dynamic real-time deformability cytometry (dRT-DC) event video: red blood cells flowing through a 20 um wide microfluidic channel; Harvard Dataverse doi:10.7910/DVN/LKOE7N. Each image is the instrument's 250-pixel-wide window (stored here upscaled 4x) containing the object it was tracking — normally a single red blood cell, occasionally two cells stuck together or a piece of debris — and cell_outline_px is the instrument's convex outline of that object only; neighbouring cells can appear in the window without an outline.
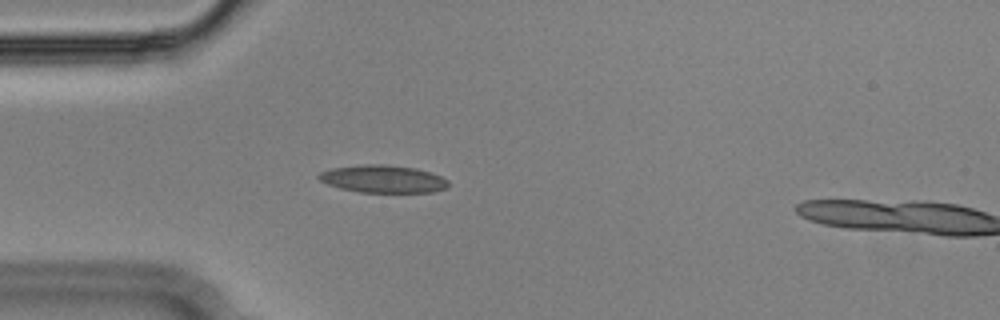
{"species": "Egyptian fruit bat (a non-hibernating species)", "species_latin": "Rousettus aegyptiacus", "temperature_condition": "cold", "stored_images_in_passage": 5, "camera_frame_rate_fps": 3000, "um_per_image_px": 0.085, "animal": {"sex": "male"}, "frame": {"image": 1, "passage_image": 3, "time_ms": 0.667, "image_size_px": [1000, 320], "cell_outline_px": [[448, 188], [432, 192], [360, 192], [340, 188], [328, 184], [320, 180], [316, 176], [320, 172], [332, 168], [364, 164], [384, 164], [416, 168], [440, 176], [448, 180]], "centroid_in_image_um": [32.55, 15.21], "position_along_channel_um": 52.4, "area_um2": 20.75}}